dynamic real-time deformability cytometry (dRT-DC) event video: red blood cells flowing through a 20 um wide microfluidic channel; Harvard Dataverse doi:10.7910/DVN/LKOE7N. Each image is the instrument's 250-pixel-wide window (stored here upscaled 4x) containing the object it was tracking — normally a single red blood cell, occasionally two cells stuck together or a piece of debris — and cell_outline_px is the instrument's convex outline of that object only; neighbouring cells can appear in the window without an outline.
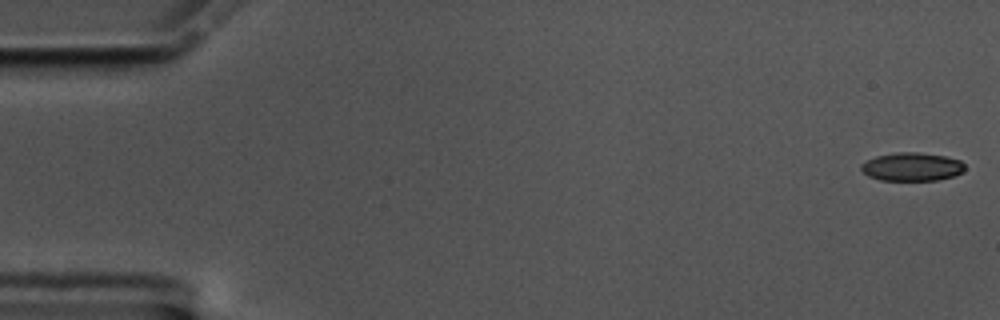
{"species": "common noctule bat (a hibernating species)", "species_latin": "Nyctalus noctula", "temperature_condition": "cold", "stored_images_in_passage": 54, "camera_frame_rate_fps": 3000, "um_per_image_px": 0.085, "animal": {"sex": "male", "body_mass_g": 17.5, "forearm_length_mm": 52.3}, "frame": {"image": 1, "passage_image": 1, "time_ms": 0.0, "image_size_px": [1000, 320], "cell_outline_px": [[964, 168], [960, 172], [952, 176], [936, 180], [880, 180], [868, 176], [860, 168], [860, 164], [876, 156], [896, 152], [916, 152], [944, 156], [960, 160], [964, 164]], "centroid_in_image_um": [77.47, 14.17], "position_along_channel_um": 7.5, "area_um2": 16.94}}
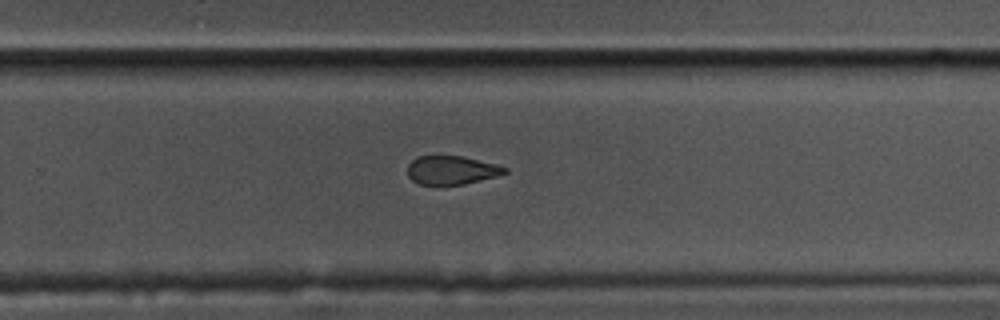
{"frame": {"image": 2, "passage_image": 37, "time_ms": 12.0, "image_size_px": [1000, 320], "cell_outline_px": [[508, 172], [496, 176], [464, 184], [420, 184], [412, 180], [408, 176], [408, 164], [416, 156], [460, 156], [496, 164], [508, 168]], "centroid_in_image_um": [38.37, 14.45], "position_along_channel_um": 291.4, "area_um2": 16.01}}
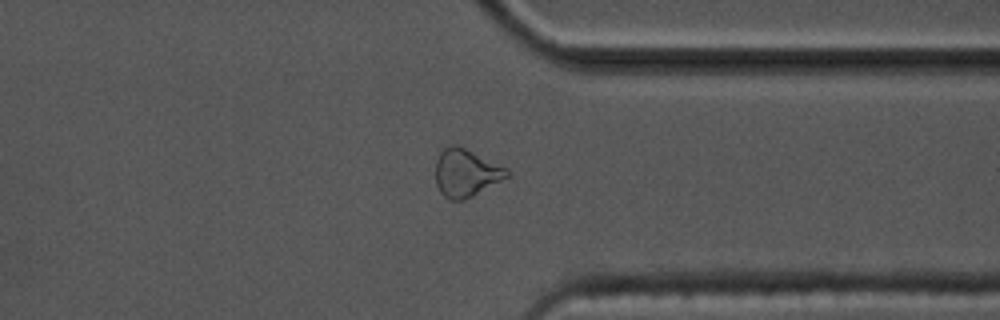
{"frame": {"image": 3, "passage_image": 44, "time_ms": 14.333, "image_size_px": [1000, 320], "cell_outline_px": [[512, 176], [464, 200], [448, 200], [440, 192], [436, 184], [436, 160], [440, 152], [444, 148], [452, 144], [456, 144], [508, 168]], "centroid_in_image_um": [39.63, 14.7], "position_along_channel_um": 371.8, "area_um2": 20.06}}